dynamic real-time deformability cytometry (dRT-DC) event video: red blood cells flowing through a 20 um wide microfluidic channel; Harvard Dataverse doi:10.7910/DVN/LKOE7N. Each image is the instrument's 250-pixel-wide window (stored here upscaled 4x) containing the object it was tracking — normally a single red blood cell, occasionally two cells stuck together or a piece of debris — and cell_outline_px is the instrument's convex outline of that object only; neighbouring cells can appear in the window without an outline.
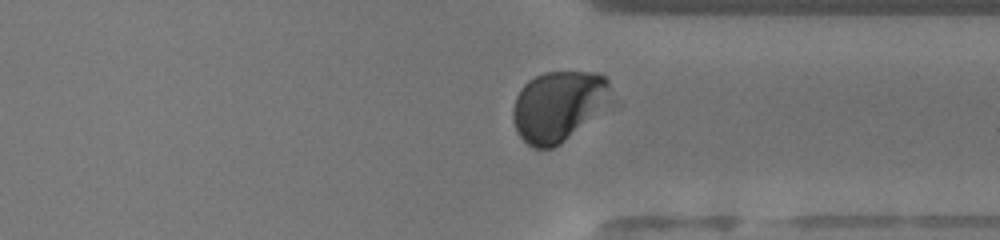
{"species": "human", "species_latin": "Homo sapiens", "temperature_condition": "warm", "stored_images_in_passage": 48, "camera_frame_rate_fps": 3000, "um_per_image_px": 0.085, "donor": {"sex": "female"}, "frame": {"image": 1, "passage_image": 36, "time_ms": 11.667, "image_size_px": [1000, 240], "cell_outline_px": [[608, 88], [564, 140], [560, 144], [552, 148], [532, 148], [516, 132], [512, 116], [512, 108], [516, 96], [524, 84], [528, 80], [544, 72], [596, 72], [608, 76]], "centroid_in_image_um": [47.19, 8.97], "position_along_channel_um": 364.2, "area_um2": 37.17}}
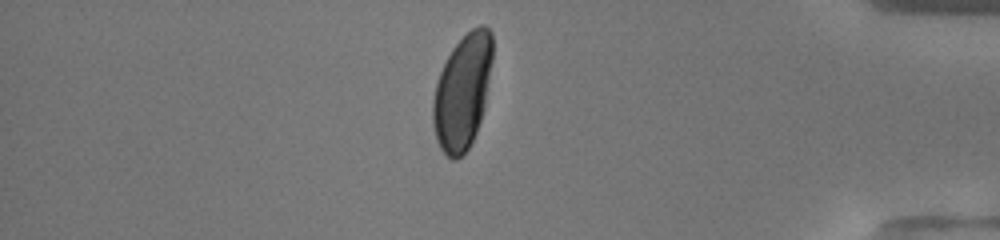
{"frame": {"image": 2, "passage_image": 41, "time_ms": 13.333, "image_size_px": [1000, 240], "cell_outline_px": [[492, 60], [484, 108], [476, 132], [468, 148], [456, 160], [452, 160], [440, 148], [436, 140], [432, 124], [432, 104], [436, 84], [440, 72], [452, 48], [472, 28], [480, 24], [484, 24], [492, 32]], "centroid_in_image_um": [39.3, 7.79], "position_along_channel_um": 395.9, "area_um2": 39.71}}
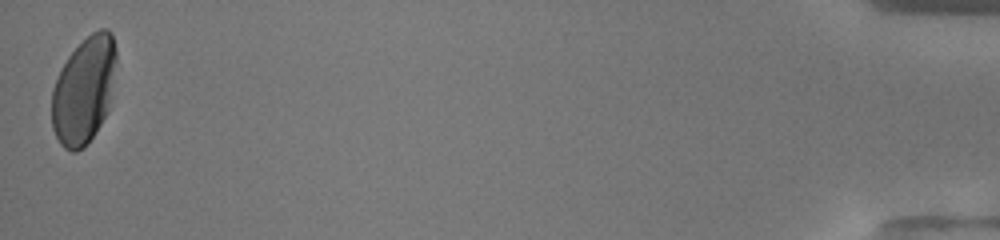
{"frame": {"image": 3, "passage_image": 48, "time_ms": 15.667, "image_size_px": [1000, 240], "cell_outline_px": [[116, 64], [108, 108], [96, 132], [84, 148], [76, 152], [72, 152], [64, 148], [60, 144], [52, 128], [52, 88], [68, 56], [92, 32], [100, 28], [108, 28], [112, 32], [116, 52]], "centroid_in_image_um": [7.13, 7.68], "position_along_channel_um": 428.1, "area_um2": 39.94}, "authors_computed_cell_mechanics": {"area_um2": 41.7894, "velocity_mm_per_s": 4.1368, "shape_relaxation_time_tau1_ms": 1.7959, "shape_relaxation_time_tau2_ms": null, "deformation_change_tau1": 0.129, "deformation_change_tau2": null}}